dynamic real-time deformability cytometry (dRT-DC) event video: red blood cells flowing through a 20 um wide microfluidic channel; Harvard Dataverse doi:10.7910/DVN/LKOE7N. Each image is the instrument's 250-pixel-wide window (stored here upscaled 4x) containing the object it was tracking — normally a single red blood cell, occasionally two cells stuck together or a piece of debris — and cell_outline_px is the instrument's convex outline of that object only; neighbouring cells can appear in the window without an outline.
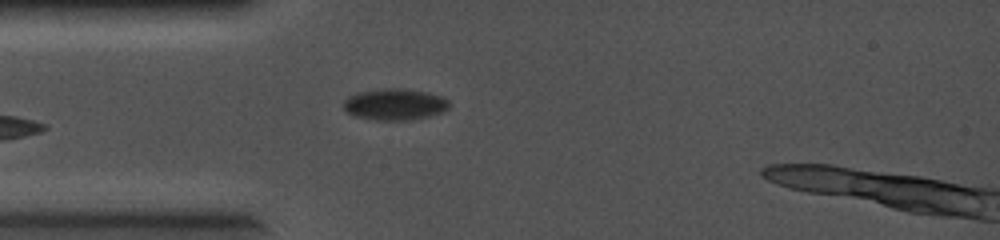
{"species": "common noctule bat (a hibernating species)", "species_latin": "Nyctalus noctula", "temperature_condition": "cold", "stored_images_in_passage": 1, "camera_frame_rate_fps": 5000, "um_per_image_px": 0.085, "animal": {"sex": "female", "body_mass_g": 19.0, "forearm_length_mm": 56.7}, "frame": {"image": 1, "passage_image": 1, "time_ms": 0.0, "image_size_px": [1000, 240], "cell_outline_px": [[452, 104], [444, 112], [428, 116], [408, 120], [376, 120], [352, 116], [344, 108], [344, 100], [348, 96], [356, 92], [384, 88], [404, 88], [428, 92], [444, 96]], "centroid_in_image_um": [33.58, 8.86], "position_along_channel_um": 51.4, "area_um2": 19.71}}